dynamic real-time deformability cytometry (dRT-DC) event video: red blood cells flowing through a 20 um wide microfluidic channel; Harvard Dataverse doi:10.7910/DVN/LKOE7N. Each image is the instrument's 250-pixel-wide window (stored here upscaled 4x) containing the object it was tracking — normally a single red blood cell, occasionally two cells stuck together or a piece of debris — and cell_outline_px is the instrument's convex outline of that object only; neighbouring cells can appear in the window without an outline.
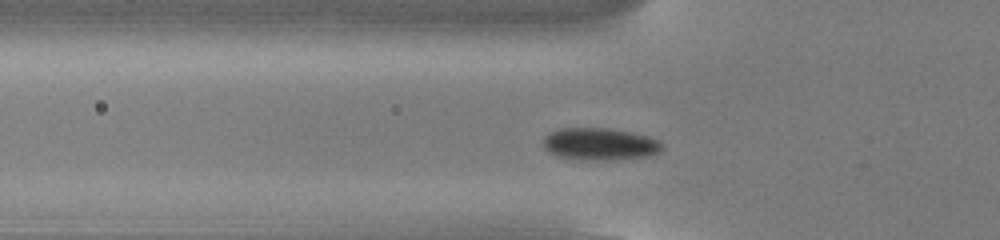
{"species": "common noctule bat (a hibernating species)", "species_latin": "Nyctalus noctula", "temperature_condition": "cold", "stored_images_in_passage": 47, "camera_frame_rate_fps": 3000, "um_per_image_px": 0.085, "animal": {"sex": "male", "body_mass_g": 13.0, "forearm_length_mm": 53.1}, "frame": {"image": 1, "passage_image": 10, "time_ms": 3.0, "image_size_px": [1000, 240], "cell_outline_px": [[664, 148], [660, 152], [648, 156], [608, 160], [576, 160], [556, 156], [548, 152], [544, 148], [544, 136], [548, 132], [560, 128], [608, 128], [632, 132], [648, 136], [664, 144]], "centroid_in_image_um": [50.96, 12.25], "position_along_channel_um": 74.8, "area_um2": 22.66}}
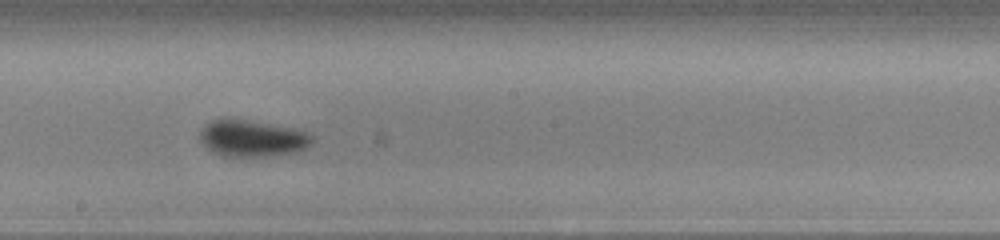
{"frame": {"image": 2, "passage_image": 22, "time_ms": 7.0, "image_size_px": [1000, 240], "cell_outline_px": [[316, 140], [312, 144], [296, 152], [272, 156], [224, 156], [212, 152], [200, 140], [200, 128], [204, 124], [212, 120], [224, 116], [232, 116], [296, 128], [316, 136]], "centroid_in_image_um": [21.45, 11.71], "position_along_channel_um": 226.8, "area_um2": 24.91}}
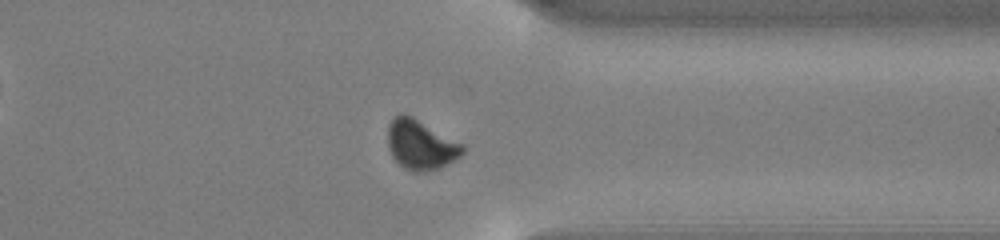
{"frame": {"image": 3, "passage_image": 34, "time_ms": 11.0, "image_size_px": [1000, 240], "cell_outline_px": [[464, 152], [456, 160], [440, 168], [424, 172], [412, 172], [404, 168], [392, 156], [388, 148], [388, 124], [392, 116], [400, 112], [412, 116], [464, 144]], "centroid_in_image_um": [35.75, 12.29], "position_along_channel_um": 375.6, "area_um2": 22.02}, "authors_computed_cell_mechanics": {"area_um2": 22.0218, "velocity_mm_per_s": 3.7974, "shape_relaxation_time_tau1_ms": 2.4716, "shape_relaxation_time_tau2_ms": null, "deformation_change_tau1": 0.0765, "deformation_change_tau2": null}}